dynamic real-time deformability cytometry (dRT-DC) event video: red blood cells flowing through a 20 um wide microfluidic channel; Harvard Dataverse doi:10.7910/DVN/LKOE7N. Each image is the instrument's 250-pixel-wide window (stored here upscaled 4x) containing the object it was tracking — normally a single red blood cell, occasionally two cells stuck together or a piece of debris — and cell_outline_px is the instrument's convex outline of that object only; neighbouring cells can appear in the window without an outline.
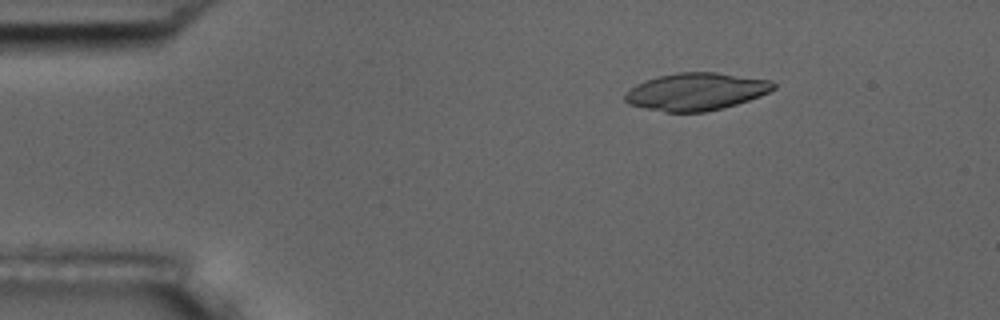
{"species": "common noctule bat (a hibernating species)", "species_latin": "Nyctalus noctula", "temperature_condition": "room temperature", "stored_images_in_passage": 5, "camera_frame_rate_fps": 3000, "um_per_image_px": 0.085, "animal": {"sex": "male", "body_mass_g": 17.5, "forearm_length_mm": 52.3}, "frame": {"image": 1, "passage_image": 3, "time_ms": 2.333, "image_size_px": [1000, 320], "cell_outline_px": [[776, 88], [760, 96], [736, 104], [704, 112], [664, 112], [644, 108], [628, 104], [624, 100], [624, 92], [636, 84], [660, 76], [676, 72], [716, 72], [772, 80], [776, 84]], "centroid_in_image_um": [59.16, 7.78], "position_along_channel_um": 25.8, "area_um2": 32.43}}